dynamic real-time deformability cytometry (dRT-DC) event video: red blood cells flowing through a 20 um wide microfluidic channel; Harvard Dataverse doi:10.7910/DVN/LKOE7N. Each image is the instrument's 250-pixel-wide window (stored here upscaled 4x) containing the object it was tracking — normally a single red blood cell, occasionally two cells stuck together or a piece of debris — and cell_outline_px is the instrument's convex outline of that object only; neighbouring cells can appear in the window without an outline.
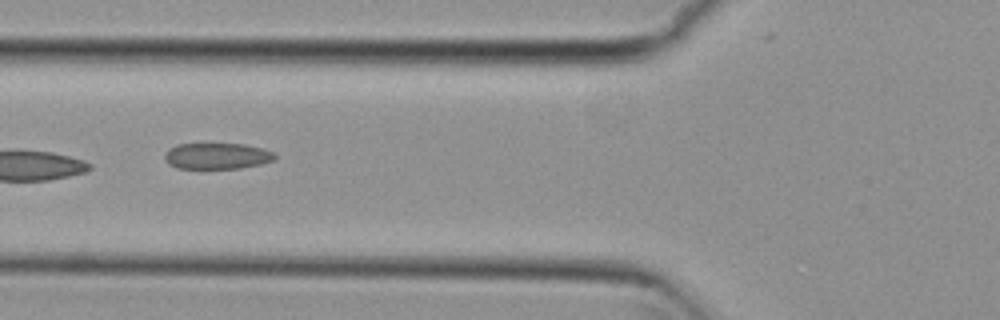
{"species": "common noctule bat (a hibernating species)", "species_latin": "Nyctalus noctula", "temperature_condition": "cold", "stored_images_in_passage": 6, "camera_frame_rate_fps": 3000, "um_per_image_px": 0.085, "animal": {"sex": "female", "body_mass_g": 29.2, "forearm_length_mm": 56.3}, "frame": {"image": 1, "passage_image": 5, "time_ms": 1.333, "image_size_px": [1000, 320], "cell_outline_px": [[276, 160], [260, 164], [240, 168], [176, 168], [168, 164], [164, 156], [168, 148], [176, 144], [244, 144], [264, 148], [272, 152], [276, 156]], "centroid_in_image_um": [18.45, 13.25], "position_along_channel_um": 107.4, "area_um2": 16.82}}